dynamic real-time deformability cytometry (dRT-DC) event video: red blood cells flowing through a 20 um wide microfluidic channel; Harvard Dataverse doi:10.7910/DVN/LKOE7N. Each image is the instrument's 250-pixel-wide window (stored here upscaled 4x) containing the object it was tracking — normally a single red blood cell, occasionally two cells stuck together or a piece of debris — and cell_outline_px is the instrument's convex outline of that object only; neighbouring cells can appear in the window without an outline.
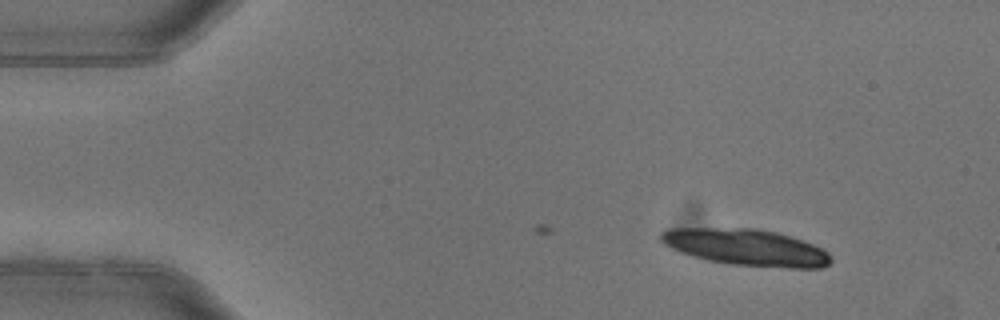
{"species": "common noctule bat (a hibernating species)", "species_latin": "Nyctalus noctula", "temperature_condition": "warm", "stored_images_in_passage": 2, "camera_frame_rate_fps": 3000, "um_per_image_px": 0.085, "animal": {"sex": "female"}, "frame": {"image": 1, "passage_image": 2, "time_ms": 0.333, "image_size_px": [1000, 320], "cell_outline_px": [[832, 260], [828, 264], [820, 268], [788, 268], [732, 264], [708, 260], [692, 256], [680, 252], [664, 244], [660, 240], [660, 232], [668, 228], [756, 228], [776, 232], [792, 236], [812, 244], [828, 252], [832, 256]], "centroid_in_image_um": [63.42, 21.02], "position_along_channel_um": 21.6, "area_um2": 36.24}}